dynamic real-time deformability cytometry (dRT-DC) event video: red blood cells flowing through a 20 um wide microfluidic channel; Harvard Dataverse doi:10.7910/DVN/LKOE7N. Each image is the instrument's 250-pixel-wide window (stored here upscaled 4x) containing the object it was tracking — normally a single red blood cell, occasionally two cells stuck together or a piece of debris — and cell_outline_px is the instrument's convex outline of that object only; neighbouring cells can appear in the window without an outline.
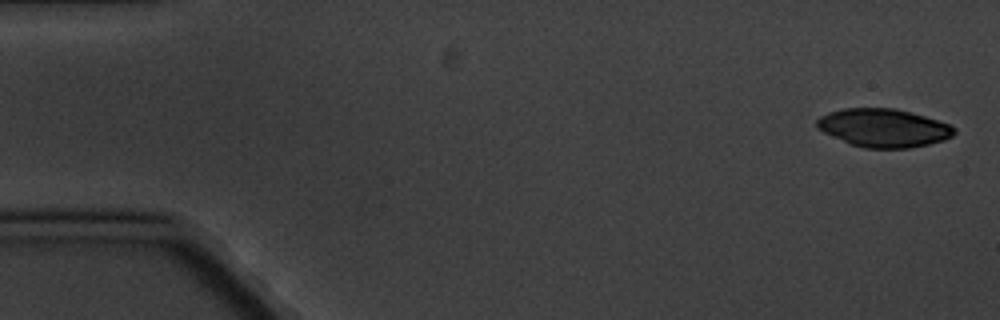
{"species": "common noctule bat (a hibernating species)", "species_latin": "Nyctalus noctula", "temperature_condition": "cold", "stored_images_in_passage": 5, "camera_frame_rate_fps": 3000, "um_per_image_px": 0.085, "animal": {"sex": "male", "body_mass_g": 20.1, "forearm_length_mm": 53.5}, "frame": {"image": 1, "passage_image": 1, "time_ms": 0.0, "image_size_px": [1000, 320], "cell_outline_px": [[956, 132], [952, 136], [944, 140], [928, 144], [908, 148], [864, 148], [848, 144], [816, 128], [816, 120], [820, 116], [828, 112], [844, 108], [896, 108], [924, 116], [948, 124], [956, 128]], "centroid_in_image_um": [75.07, 10.87], "position_along_channel_um": 9.9, "area_um2": 30.69}}